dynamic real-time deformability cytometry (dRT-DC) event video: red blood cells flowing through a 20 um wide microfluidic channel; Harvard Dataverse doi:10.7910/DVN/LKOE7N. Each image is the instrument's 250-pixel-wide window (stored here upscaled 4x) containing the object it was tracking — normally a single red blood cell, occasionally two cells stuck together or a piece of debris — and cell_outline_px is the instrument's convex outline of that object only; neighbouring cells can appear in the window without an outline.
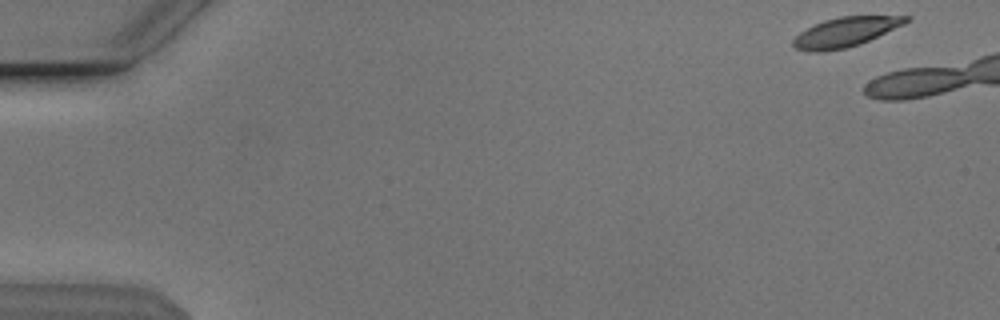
{"species": "Egyptian fruit bat (a non-hibernating species)", "species_latin": "Rousettus aegyptiacus", "temperature_condition": "cold", "stored_images_in_passage": 10, "camera_frame_rate_fps": 3000, "um_per_image_px": 0.085, "animal": {"sex": "male"}, "frame": {"image": 1, "passage_image": 1, "time_ms": 0.0, "image_size_px": [1000, 320], "cell_outline_px": [[912, 20], [904, 24], [860, 44], [844, 48], [820, 52], [808, 52], [796, 48], [792, 44], [792, 40], [800, 32], [824, 20], [840, 16], [912, 16]], "centroid_in_image_um": [71.87, 2.72], "position_along_channel_um": 13.1, "area_um2": 19.25}}